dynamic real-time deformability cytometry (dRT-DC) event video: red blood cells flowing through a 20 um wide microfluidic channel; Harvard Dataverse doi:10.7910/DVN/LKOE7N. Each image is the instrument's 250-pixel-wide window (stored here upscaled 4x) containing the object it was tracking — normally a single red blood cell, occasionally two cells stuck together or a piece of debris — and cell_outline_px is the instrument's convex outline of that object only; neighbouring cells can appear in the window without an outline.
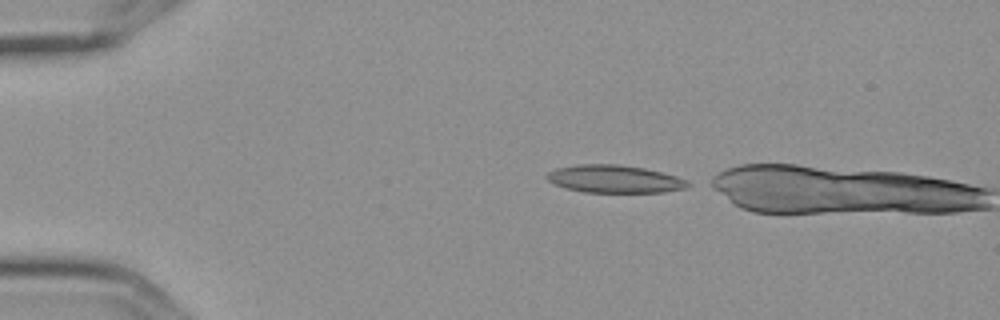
{"species": "Egyptian fruit bat (a non-hibernating species)", "species_latin": "Rousettus aegyptiacus", "temperature_condition": "cold", "stored_images_in_passage": 2, "camera_frame_rate_fps": 3000, "um_per_image_px": 0.085, "frame": {"image": 1, "passage_image": 1, "time_ms": 0.0, "image_size_px": [1000, 320], "cell_outline_px": [[696, 184], [688, 188], [664, 192], [584, 192], [564, 188], [548, 180], [544, 176], [548, 172], [556, 168], [576, 164], [620, 164], [644, 168], [676, 176], [688, 180]], "centroid_in_image_um": [52.28, 15.21], "position_along_channel_um": 32.7, "area_um2": 23.06}}